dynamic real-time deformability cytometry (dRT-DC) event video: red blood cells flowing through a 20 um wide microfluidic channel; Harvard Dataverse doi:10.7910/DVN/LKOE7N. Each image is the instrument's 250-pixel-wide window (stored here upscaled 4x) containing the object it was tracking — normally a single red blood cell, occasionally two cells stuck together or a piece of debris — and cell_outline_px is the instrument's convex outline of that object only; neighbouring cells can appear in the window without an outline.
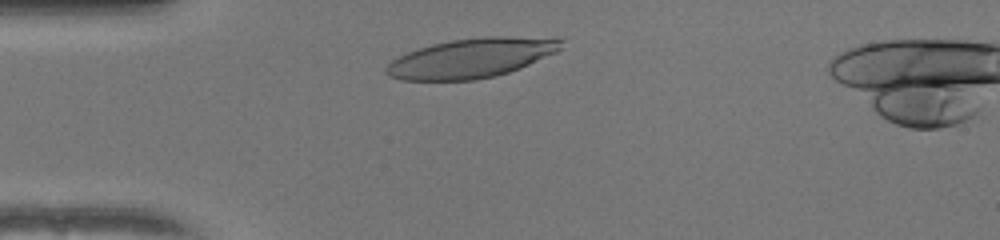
{"species": "human", "species_latin": "Homo sapiens", "temperature_condition": "warm", "stored_images_in_passage": 32, "camera_frame_rate_fps": 3000, "um_per_image_px": 0.085, "donor": {"sex": "female"}, "frame": {"image": 1, "passage_image": 4, "time_ms": 1.0, "image_size_px": [1000, 240], "cell_outline_px": [[564, 40], [560, 48], [556, 52], [520, 68], [496, 76], [476, 80], [400, 80], [388, 76], [384, 72], [384, 68], [392, 60], [408, 52], [432, 44], [452, 40], [484, 36], [504, 36]], "centroid_in_image_um": [40.0, 4.95], "position_along_channel_um": 45.0, "area_um2": 39.88}}
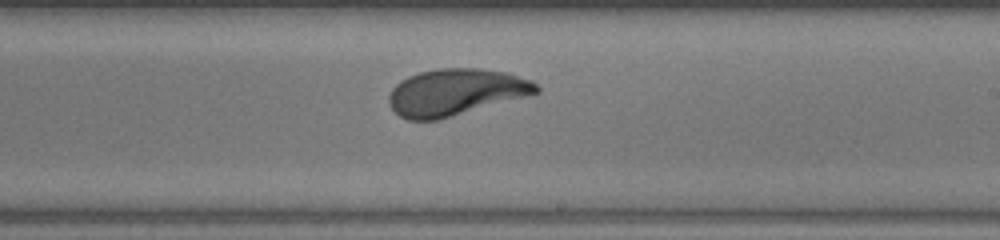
{"frame": {"image": 2, "passage_image": 21, "time_ms": 6.667, "image_size_px": [1000, 240], "cell_outline_px": [[540, 92], [436, 120], [408, 120], [400, 116], [388, 104], [388, 96], [392, 88], [400, 80], [408, 76], [420, 72], [436, 68], [480, 68], [508, 72], [532, 80], [540, 88]], "centroid_in_image_um": [38.71, 7.81], "position_along_channel_um": 250.3, "area_um2": 39.94}}
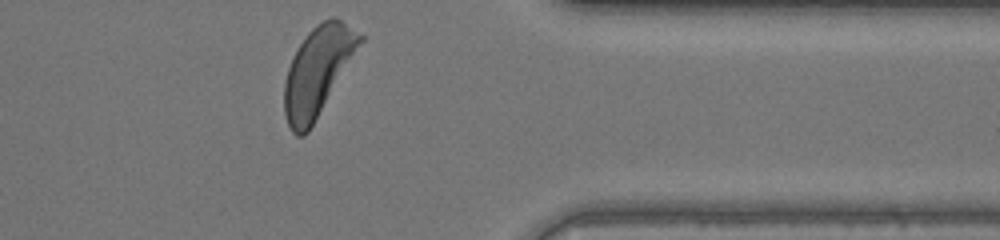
{"frame": {"image": 3, "passage_image": 32, "time_ms": 10.333, "image_size_px": [1000, 240], "cell_outline_px": [[364, 40], [308, 132], [304, 136], [296, 136], [292, 132], [284, 116], [284, 84], [288, 68], [292, 56], [308, 32], [316, 24], [332, 16], [340, 20], [364, 36]], "centroid_in_image_um": [26.99, 6.06], "position_along_channel_um": 384.4, "area_um2": 38.67}, "authors_computed_cell_mechanics": {"area_um2": 39.882, "velocity_mm_per_s": 4.0136, "shape_relaxation_time_tau1_ms": 3.456, "shape_relaxation_time_tau2_ms": null, "deformation_change_tau1": 0.1951, "deformation_change_tau2": null}}